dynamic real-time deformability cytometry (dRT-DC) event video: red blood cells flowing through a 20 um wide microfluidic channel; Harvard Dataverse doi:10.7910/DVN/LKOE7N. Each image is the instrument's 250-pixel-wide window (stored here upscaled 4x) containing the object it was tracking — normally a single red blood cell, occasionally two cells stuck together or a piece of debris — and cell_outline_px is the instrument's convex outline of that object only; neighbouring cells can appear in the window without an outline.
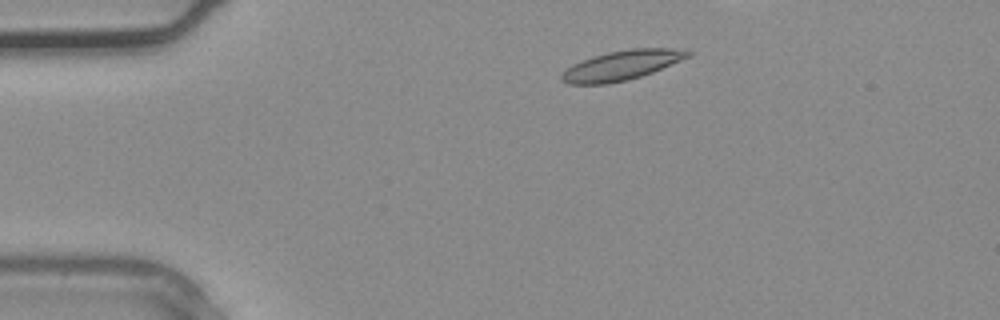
{"species": "common noctule bat (a hibernating species)", "species_latin": "Nyctalus noctula", "temperature_condition": "warm", "stored_images_in_passage": 5, "camera_frame_rate_fps": 3000, "um_per_image_px": 0.085, "animal": {"sex": "male", "body_mass_g": 20.4}, "frame": {"image": 1, "passage_image": 2, "time_ms": 0.333, "image_size_px": [1000, 320], "cell_outline_px": [[692, 56], [652, 72], [628, 80], [604, 84], [568, 84], [560, 80], [560, 76], [568, 68], [584, 60], [608, 52], [632, 48], [688, 48], [692, 52]], "centroid_in_image_um": [52.94, 5.54], "position_along_channel_um": 32.1, "area_um2": 21.68}}